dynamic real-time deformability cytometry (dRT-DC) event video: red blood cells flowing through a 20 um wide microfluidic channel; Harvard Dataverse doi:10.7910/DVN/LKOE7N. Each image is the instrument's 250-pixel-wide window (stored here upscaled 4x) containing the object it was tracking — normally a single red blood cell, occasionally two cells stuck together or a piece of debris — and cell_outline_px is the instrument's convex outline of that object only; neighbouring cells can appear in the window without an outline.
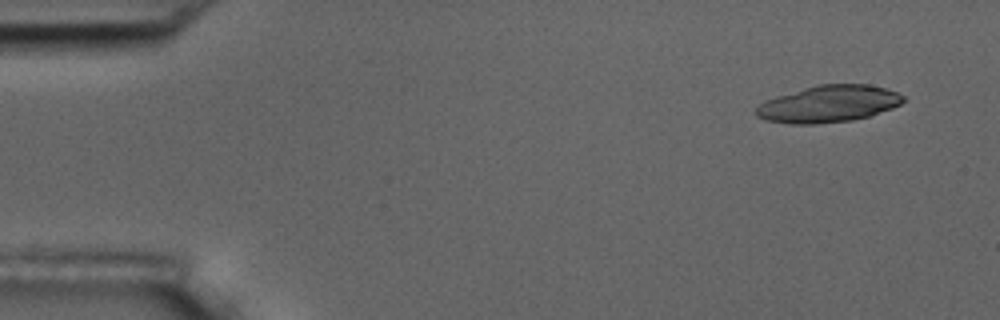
{"species": "common noctule bat (a hibernating species)", "species_latin": "Nyctalus noctula", "temperature_condition": "room temperature", "stored_images_in_passage": 6, "camera_frame_rate_fps": 3000, "um_per_image_px": 0.085, "animal": {"sex": "male", "body_mass_g": 17.5, "forearm_length_mm": 52.3}, "frame": {"image": 1, "passage_image": 1, "time_ms": 0.0, "image_size_px": [1000, 320], "cell_outline_px": [[904, 100], [900, 104], [892, 108], [868, 116], [852, 120], [816, 124], [788, 124], [764, 120], [756, 116], [756, 108], [764, 100], [776, 96], [804, 88], [820, 84], [868, 84], [884, 88], [896, 92], [904, 96]], "centroid_in_image_um": [70.39, 8.84], "position_along_channel_um": 14.6, "area_um2": 31.56}}